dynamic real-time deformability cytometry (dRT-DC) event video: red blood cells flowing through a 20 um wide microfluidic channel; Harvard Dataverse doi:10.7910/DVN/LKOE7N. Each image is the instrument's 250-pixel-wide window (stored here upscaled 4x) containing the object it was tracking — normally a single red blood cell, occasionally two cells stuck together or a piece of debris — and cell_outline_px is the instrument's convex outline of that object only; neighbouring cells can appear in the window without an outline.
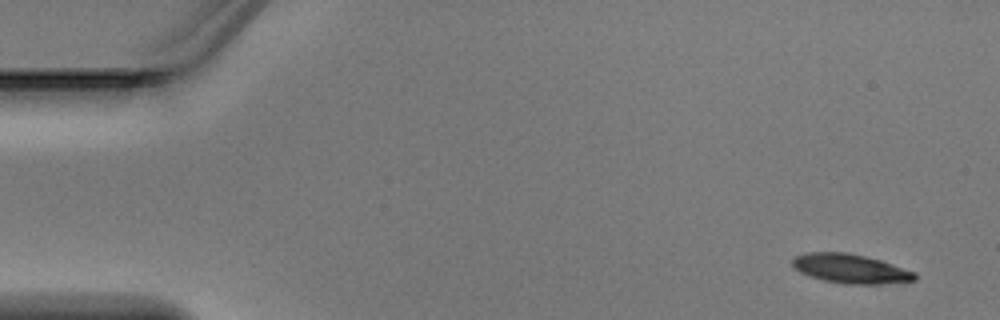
{"species": "Egyptian fruit bat (a non-hibernating species)", "species_latin": "Rousettus aegyptiacus", "temperature_condition": "warm", "stored_images_in_passage": 4, "camera_frame_rate_fps": 3000, "um_per_image_px": 0.085, "animal": {"sex": "male"}, "frame": {"image": 1, "passage_image": 1, "time_ms": 0.0, "image_size_px": [1000, 320], "cell_outline_px": [[916, 280], [880, 284], [844, 284], [824, 280], [800, 272], [792, 264], [792, 260], [796, 256], [808, 252], [848, 252], [880, 260], [916, 272]], "centroid_in_image_um": [72.31, 22.83], "position_along_channel_um": 12.7, "area_um2": 20.63}}
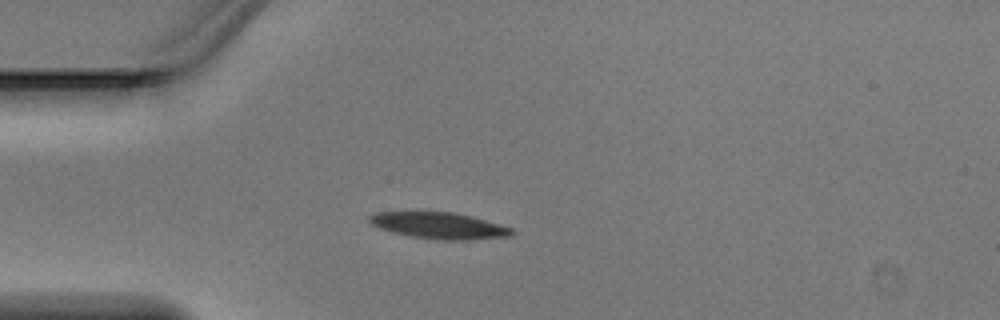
{"frame": {"image": 2, "passage_image": 4, "time_ms": 1.0, "image_size_px": [1000, 320], "cell_outline_px": [[516, 232], [508, 236], [464, 240], [444, 240], [412, 236], [392, 232], [380, 228], [372, 224], [368, 220], [368, 216], [376, 212], [456, 212], [472, 216], [512, 228]], "centroid_in_image_um": [37.32, 19.16], "position_along_channel_um": 47.7, "area_um2": 21.68}}